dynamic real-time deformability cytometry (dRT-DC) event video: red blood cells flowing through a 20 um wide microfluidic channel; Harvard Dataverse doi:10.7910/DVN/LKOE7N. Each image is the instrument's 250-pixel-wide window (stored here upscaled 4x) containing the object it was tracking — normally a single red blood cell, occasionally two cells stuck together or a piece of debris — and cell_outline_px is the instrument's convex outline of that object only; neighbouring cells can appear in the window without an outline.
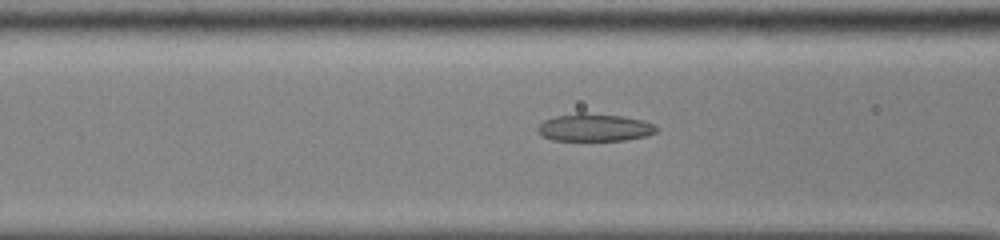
{"species": "common noctule bat (a hibernating species)", "species_latin": "Nyctalus noctula", "temperature_condition": "cold", "stored_images_in_passage": 44, "camera_frame_rate_fps": 3000, "um_per_image_px": 0.085, "animal": {"sex": "male", "body_mass_g": 13.0, "forearm_length_mm": 53.1}, "frame": {"image": 1, "passage_image": 18, "time_ms": 5.667, "image_size_px": [1000, 240], "cell_outline_px": [[660, 128], [656, 132], [648, 136], [624, 140], [552, 140], [544, 136], [536, 128], [544, 120], [556, 116], [580, 112], [584, 112], [624, 116], [644, 120]], "centroid_in_image_um": [50.58, 10.83], "position_along_channel_um": 116.0, "area_um2": 19.13}}
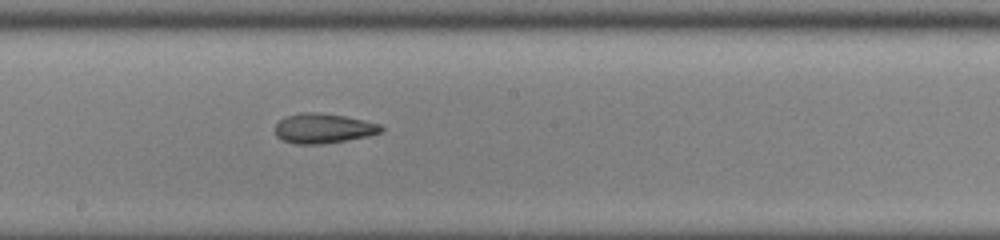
{"frame": {"image": 2, "passage_image": 26, "time_ms": 8.333, "image_size_px": [1000, 240], "cell_outline_px": [[384, 128], [380, 132], [368, 136], [324, 144], [292, 144], [280, 140], [276, 136], [276, 124], [284, 116], [300, 112], [316, 112], [344, 116], [364, 120], [380, 124]], "centroid_in_image_um": [27.44, 10.91], "position_along_channel_um": 220.8, "area_um2": 18.55}}
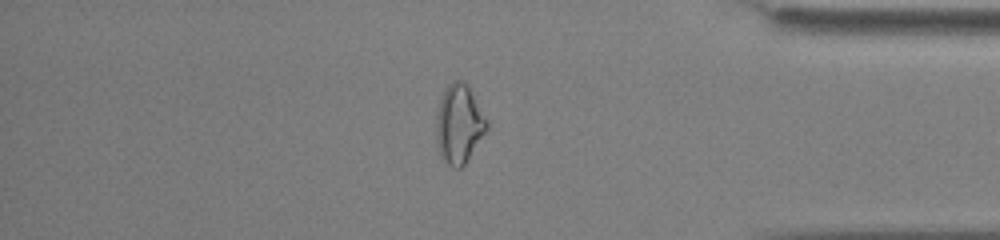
{"frame": {"image": 3, "passage_image": 41, "time_ms": 13.333, "image_size_px": [1000, 240], "cell_outline_px": [[488, 128], [464, 164], [460, 168], [456, 168], [448, 164], [440, 156], [436, 140], [436, 116], [440, 100], [448, 84], [452, 80], [464, 80], [468, 84], [488, 120]], "centroid_in_image_um": [39.02, 10.5], "position_along_channel_um": 396.2, "area_um2": 23.24}}